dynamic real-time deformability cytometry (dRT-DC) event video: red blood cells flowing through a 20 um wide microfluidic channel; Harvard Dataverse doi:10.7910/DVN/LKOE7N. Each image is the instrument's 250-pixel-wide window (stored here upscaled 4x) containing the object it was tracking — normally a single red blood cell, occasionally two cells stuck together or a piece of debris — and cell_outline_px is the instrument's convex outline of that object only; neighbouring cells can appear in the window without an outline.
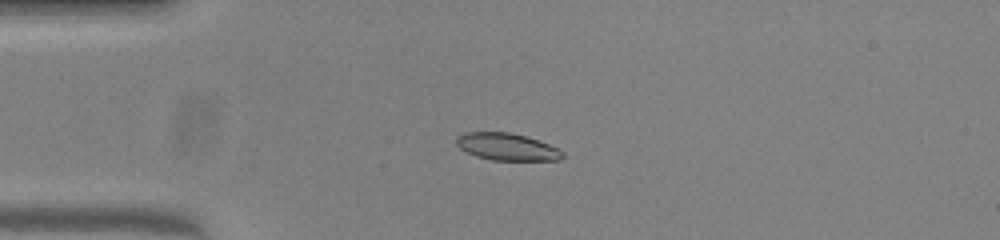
{"species": "common noctule bat (a hibernating species)", "species_latin": "Nyctalus noctula", "temperature_condition": "warm", "stored_images_in_passage": 39, "camera_frame_rate_fps": 3000, "um_per_image_px": 0.085, "animal": {"sex": "female", "body_mass_g": 23.0, "forearm_length_mm": 53.4}, "frame": {"image": 1, "passage_image": 1, "time_ms": 0.0, "image_size_px": [1000, 240], "cell_outline_px": [[564, 156], [560, 160], [492, 160], [476, 156], [460, 148], [456, 144], [456, 136], [464, 132], [508, 132], [524, 136], [548, 144], [564, 152]], "centroid_in_image_um": [43.06, 12.48], "position_along_channel_um": 41.9, "area_um2": 16.65}}
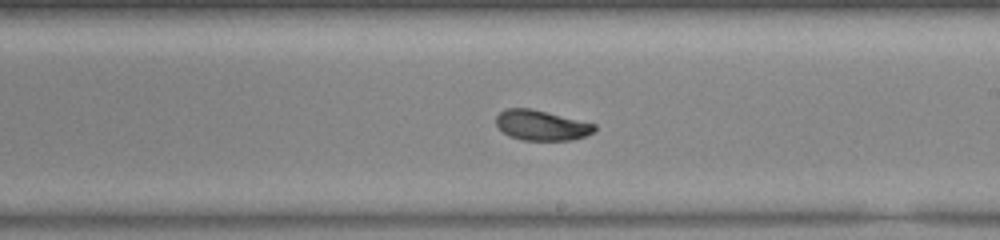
{"frame": {"image": 2, "passage_image": 18, "time_ms": 5.667, "image_size_px": [1000, 240], "cell_outline_px": [[596, 128], [592, 132], [584, 136], [572, 140], [524, 140], [508, 136], [496, 124], [496, 116], [500, 112], [508, 108], [528, 108], [596, 124]], "centroid_in_image_um": [46.0, 10.66], "position_along_channel_um": 243.0, "area_um2": 16.99}}
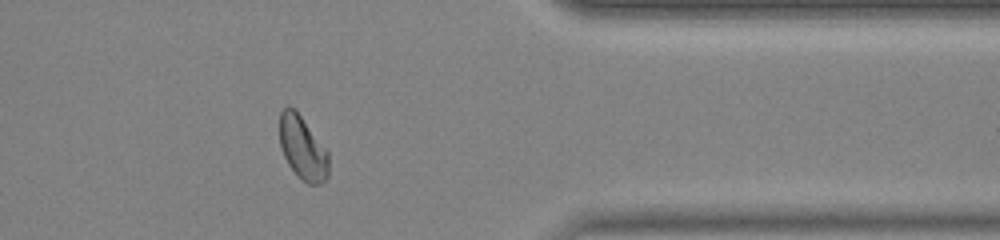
{"frame": {"image": 3, "passage_image": 30, "time_ms": 9.667, "image_size_px": [1000, 240], "cell_outline_px": [[328, 176], [324, 184], [308, 184], [288, 164], [280, 148], [280, 112], [288, 104], [296, 108], [328, 152]], "centroid_in_image_um": [25.72, 12.53], "position_along_channel_um": 385.7, "area_um2": 18.21}, "authors_computed_cell_mechanics": {"area_um2": 18.1492, "velocity_mm_per_s": 3.9842, "shape_relaxation_time_tau1_ms": 2.46, "shape_relaxation_time_tau2_ms": 1.329, "deformation_change_tau1": 0.1209, "deformation_change_tau2": 0.049}}